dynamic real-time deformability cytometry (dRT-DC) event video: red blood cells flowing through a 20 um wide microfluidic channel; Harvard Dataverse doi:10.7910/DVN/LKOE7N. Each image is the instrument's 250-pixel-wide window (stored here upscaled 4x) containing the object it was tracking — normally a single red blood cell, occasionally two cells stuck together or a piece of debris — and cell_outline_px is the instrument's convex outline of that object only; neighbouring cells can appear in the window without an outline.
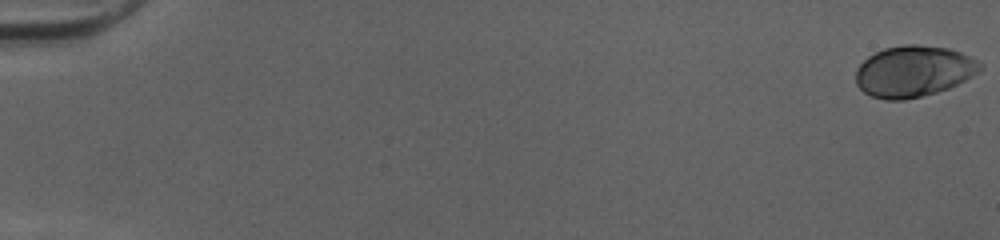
{"species": "human", "species_latin": "Homo sapiens", "temperature_condition": "cold", "stored_images_in_passage": 52, "camera_frame_rate_fps": 3000, "um_per_image_px": 0.085, "donor": {"sex": "female"}, "frame": {"image": 1, "passage_image": 1, "time_ms": 0.0, "image_size_px": [1000, 240], "cell_outline_px": [[984, 68], [980, 72], [948, 88], [936, 92], [904, 100], [888, 100], [872, 96], [864, 92], [856, 84], [856, 68], [868, 56], [884, 48], [904, 44], [916, 44], [948, 48], [960, 52], [984, 64]], "centroid_in_image_um": [77.66, 6.05], "position_along_channel_um": 7.3, "area_um2": 37.05}}
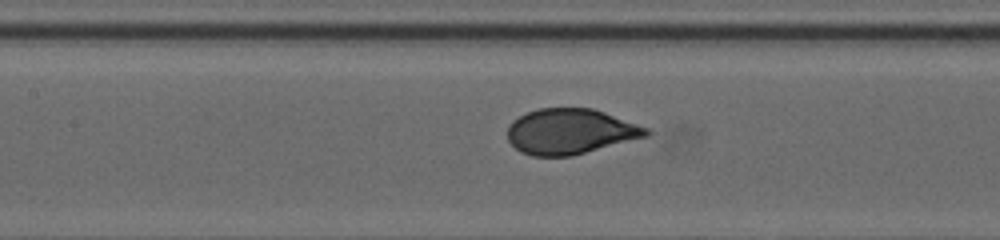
{"frame": {"image": 2, "passage_image": 26, "time_ms": 8.333, "image_size_px": [1000, 240], "cell_outline_px": [[652, 132], [648, 136], [572, 156], [532, 156], [520, 152], [508, 140], [508, 124], [512, 120], [528, 112], [540, 108], [592, 108], [604, 112], [648, 128]], "centroid_in_image_um": [48.47, 11.18], "position_along_channel_um": 158.9, "area_um2": 36.65}}
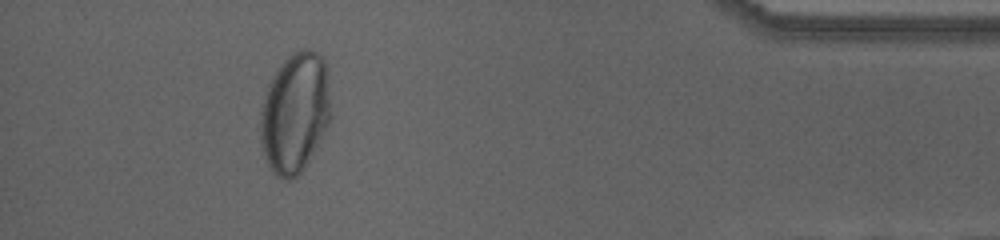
{"frame": {"image": 3, "passage_image": 48, "time_ms": 15.667, "image_size_px": [1000, 240], "cell_outline_px": [[332, 116], [320, 140], [304, 168], [292, 180], [284, 180], [272, 172], [268, 168], [260, 144], [260, 112], [264, 96], [268, 84], [276, 68], [292, 52], [300, 48], [308, 48], [316, 52], [324, 60], [328, 72], [332, 112]], "centroid_in_image_um": [25.07, 9.57], "position_along_channel_um": 410.1, "area_um2": 50.29}, "authors_computed_cell_mechanics": {"area_um2": 36.992, "velocity_mm_per_s": 4.0469, "shape_relaxation_time_tau1_ms": 3.3337, "shape_relaxation_time_tau2_ms": null, "deformation_change_tau1": 0.168, "deformation_change_tau2": null}}